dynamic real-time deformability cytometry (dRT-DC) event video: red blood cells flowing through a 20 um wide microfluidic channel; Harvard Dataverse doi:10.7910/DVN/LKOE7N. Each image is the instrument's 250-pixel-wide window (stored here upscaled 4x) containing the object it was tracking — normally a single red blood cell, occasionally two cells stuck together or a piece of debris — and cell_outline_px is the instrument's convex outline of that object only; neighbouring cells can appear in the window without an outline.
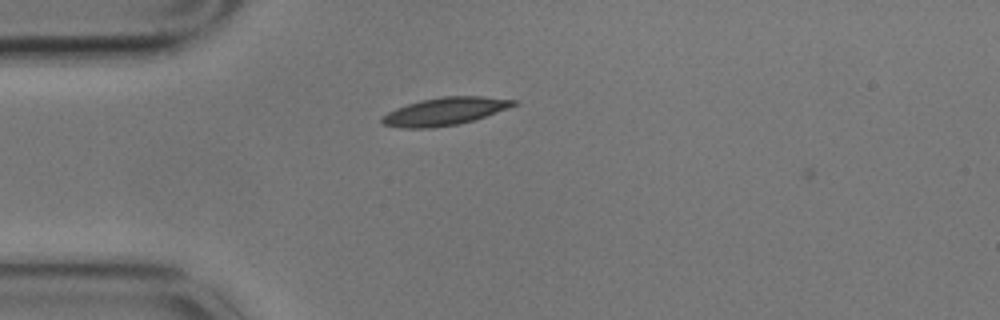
{"species": "common noctule bat (a hibernating species)", "species_latin": "Nyctalus noctula", "temperature_condition": "cold", "stored_images_in_passage": 5, "camera_frame_rate_fps": 3000, "um_per_image_px": 0.085, "animal": {"sex": "male", "body_mass_g": 17.9}, "frame": {"image": 1, "passage_image": 3, "time_ms": 0.667, "image_size_px": [1000, 320], "cell_outline_px": [[520, 104], [472, 120], [456, 124], [432, 128], [400, 128], [384, 124], [380, 120], [380, 116], [396, 108], [420, 100], [444, 96], [480, 96], [520, 100]], "centroid_in_image_um": [37.81, 9.46], "position_along_channel_um": 47.2, "area_um2": 21.21}}